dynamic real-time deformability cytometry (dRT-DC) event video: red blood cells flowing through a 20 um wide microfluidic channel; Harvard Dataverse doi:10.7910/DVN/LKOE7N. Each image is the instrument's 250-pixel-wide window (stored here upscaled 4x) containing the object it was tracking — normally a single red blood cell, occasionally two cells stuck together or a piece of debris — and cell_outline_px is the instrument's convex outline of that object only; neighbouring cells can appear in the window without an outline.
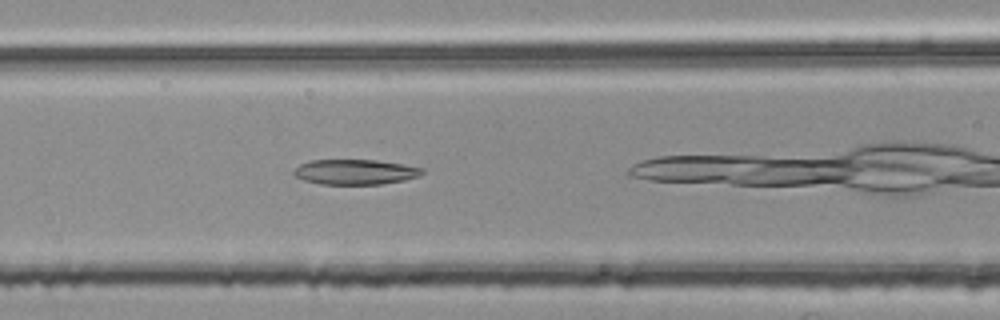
{"species": "common noctule bat (a hibernating species)", "species_latin": "Nyctalus noctula", "temperature_condition": "room temperature", "stored_images_in_passage": 35, "camera_frame_rate_fps": 3000, "um_per_image_px": 0.085, "animal": {"sex": "female", "body_mass_g": 25.1}, "frame": {"image": 1, "passage_image": 10, "time_ms": 3.0, "image_size_px": [1000, 320], "cell_outline_px": [[424, 172], [420, 176], [404, 180], [380, 184], [320, 184], [304, 180], [296, 176], [292, 172], [300, 164], [308, 160], [376, 160], [404, 164], [424, 168]], "centroid_in_image_um": [30.21, 14.61], "position_along_channel_um": 136.4, "area_um2": 18.84}}
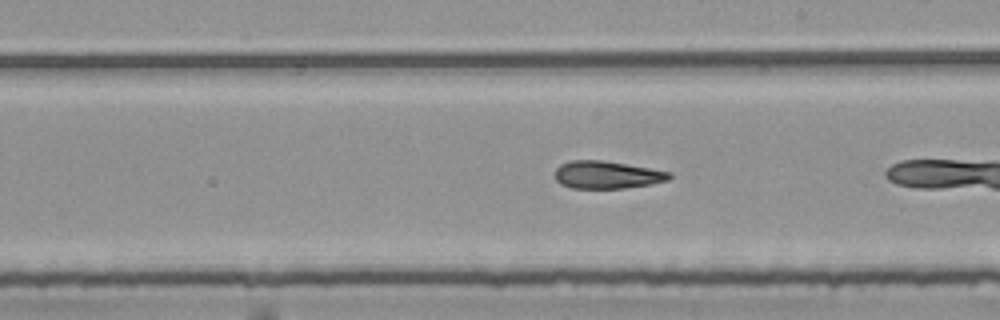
{"frame": {"image": 2, "passage_image": 18, "time_ms": 5.667, "image_size_px": [1000, 320], "cell_outline_px": [[672, 176], [668, 180], [652, 184], [624, 188], [572, 188], [560, 184], [556, 180], [556, 168], [560, 164], [572, 160], [600, 160], [672, 172]], "centroid_in_image_um": [51.59, 14.86], "position_along_channel_um": 237.4, "area_um2": 18.26}}
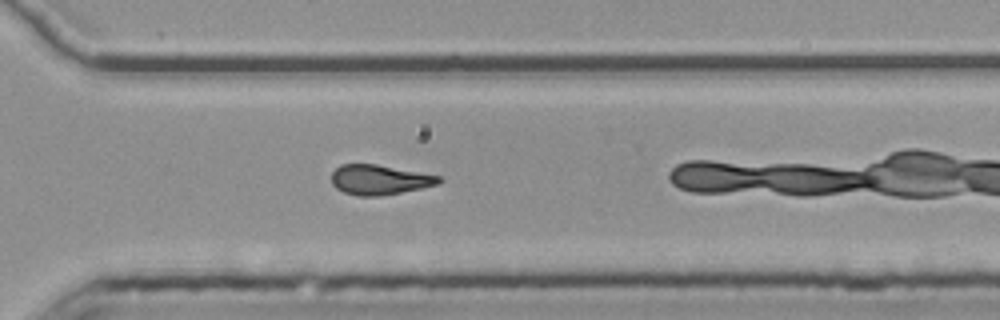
{"frame": {"image": 3, "passage_image": 26, "time_ms": 8.333, "image_size_px": [1000, 320], "cell_outline_px": [[440, 184], [380, 196], [356, 196], [344, 192], [336, 188], [332, 184], [332, 172], [340, 164], [376, 164], [440, 176]], "centroid_in_image_um": [32.22, 15.28], "position_along_channel_um": 338.4, "area_um2": 18.55}, "authors_computed_cell_mechanics": {"area_um2": 18.8428, "velocity_mm_per_s": 3.7939, "shape_relaxation_time_tau1_ms": null, "shape_relaxation_time_tau2_ms": 8.0557, "deformation_change_tau1": null, "deformation_change_tau2": 0.2119}}